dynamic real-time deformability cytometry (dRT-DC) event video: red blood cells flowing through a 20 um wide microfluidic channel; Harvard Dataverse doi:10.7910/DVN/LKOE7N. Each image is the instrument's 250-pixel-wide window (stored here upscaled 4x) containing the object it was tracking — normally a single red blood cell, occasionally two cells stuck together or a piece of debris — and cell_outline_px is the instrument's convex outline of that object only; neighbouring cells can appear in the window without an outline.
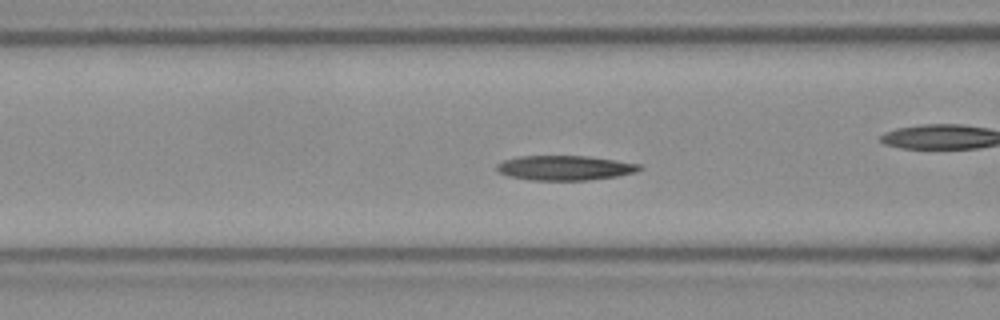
{"species": "Egyptian fruit bat (a non-hibernating species)", "species_latin": "Rousettus aegyptiacus", "temperature_condition": "room temperature", "stored_images_in_passage": 42, "camera_frame_rate_fps": 3000, "um_per_image_px": 0.085, "frame": {"image": 1, "passage_image": 19, "time_ms": 6.0, "image_size_px": [1000, 320], "cell_outline_px": [[644, 168], [636, 172], [616, 176], [588, 180], [532, 180], [508, 176], [496, 172], [496, 164], [504, 160], [516, 156], [584, 156], [616, 160], [640, 164]], "centroid_in_image_um": [47.98, 14.27], "position_along_channel_um": 118.6, "area_um2": 20.63}, "authors_computed_cell_mechanics": {"area_um2": 20.6635, "velocity_mm_per_s": 3.8769, "shape_relaxation_time_tau1_ms": 5.7238, "shape_relaxation_time_tau2_ms": null, "deformation_change_tau1": 0.164, "deformation_change_tau2": null}}